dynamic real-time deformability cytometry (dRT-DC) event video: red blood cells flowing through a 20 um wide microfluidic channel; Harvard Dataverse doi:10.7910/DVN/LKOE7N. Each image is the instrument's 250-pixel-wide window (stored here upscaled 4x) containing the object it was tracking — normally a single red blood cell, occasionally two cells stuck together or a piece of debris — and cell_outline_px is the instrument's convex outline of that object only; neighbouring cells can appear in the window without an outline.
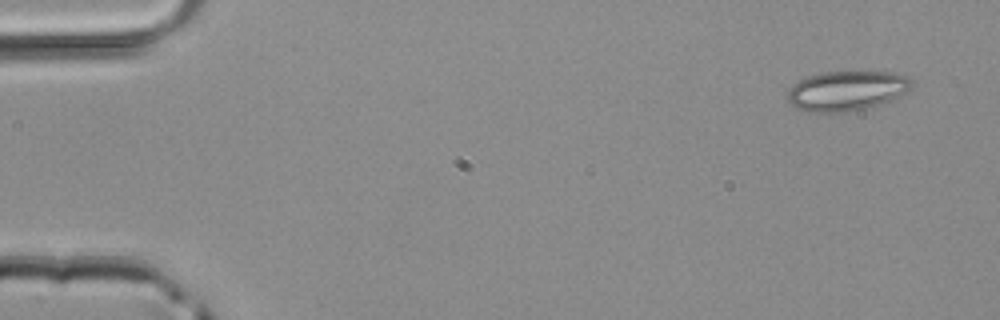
{"species": "common noctule bat (a hibernating species)", "species_latin": "Nyctalus noctula", "temperature_condition": "room temperature", "stored_images_in_passage": 4, "camera_frame_rate_fps": 3000, "um_per_image_px": 0.085, "animal": {"sex": "male", "body_mass_g": 20.4}, "frame": {"image": 1, "passage_image": 1, "time_ms": 0.0, "image_size_px": [1000, 320], "cell_outline_px": [[916, 84], [908, 92], [868, 108], [844, 112], [808, 112], [796, 108], [788, 104], [784, 96], [788, 88], [792, 84], [808, 76], [824, 72], [888, 72], [908, 76]], "centroid_in_image_um": [71.92, 7.72], "position_along_channel_um": 13.1, "area_um2": 29.19}}
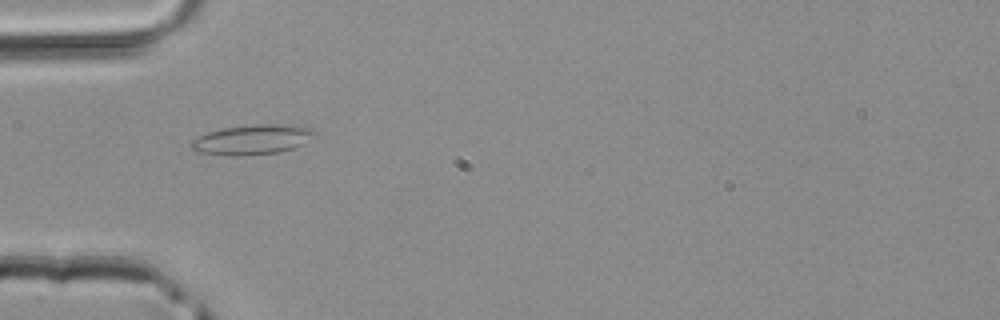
{"frame": {"image": 2, "passage_image": 4, "time_ms": 1.0, "image_size_px": [1000, 320], "cell_outline_px": [[316, 136], [304, 144], [292, 148], [276, 152], [236, 156], [228, 156], [192, 152], [188, 148], [188, 144], [196, 136], [220, 128], [252, 124], [296, 124], [312, 128], [316, 132]], "centroid_in_image_um": [21.39, 11.85], "position_along_channel_um": 63.6, "area_um2": 22.2}}